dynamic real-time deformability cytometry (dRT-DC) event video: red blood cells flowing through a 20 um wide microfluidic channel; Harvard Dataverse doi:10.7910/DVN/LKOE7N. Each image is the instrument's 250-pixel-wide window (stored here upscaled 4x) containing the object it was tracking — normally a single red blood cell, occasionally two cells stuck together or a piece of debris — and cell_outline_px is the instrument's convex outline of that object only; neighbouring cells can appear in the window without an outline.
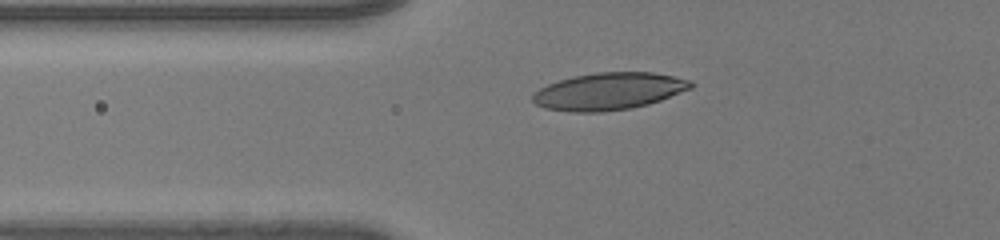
{"species": "human", "species_latin": "Homo sapiens", "temperature_condition": "room temperature", "stored_images_in_passage": 44, "camera_frame_rate_fps": 3000, "um_per_image_px": 0.085, "donor": {"sex": "male"}, "frame": {"image": 1, "passage_image": 13, "time_ms": 4.0, "image_size_px": [1000, 240], "cell_outline_px": [[692, 84], [688, 88], [668, 96], [644, 104], [628, 108], [592, 112], [548, 108], [536, 104], [532, 100], [532, 96], [540, 88], [560, 80], [576, 76], [604, 72], [648, 72], [688, 80]], "centroid_in_image_um": [51.68, 7.74], "position_along_channel_um": 74.1, "area_um2": 32.43}}
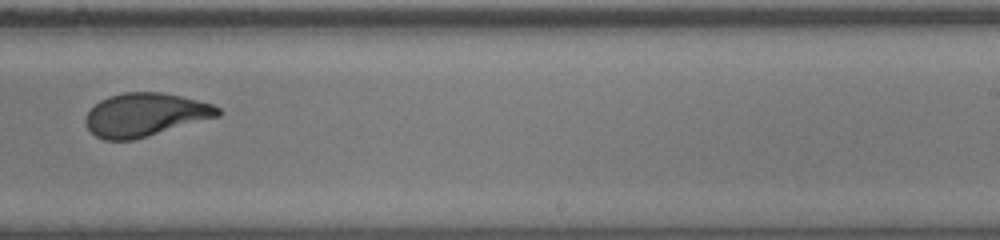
{"frame": {"image": 2, "passage_image": 29, "time_ms": 9.333, "image_size_px": [1000, 240], "cell_outline_px": [[220, 112], [216, 116], [144, 136], [128, 140], [108, 140], [96, 136], [88, 128], [88, 112], [100, 100], [112, 96], [128, 92], [156, 92], [180, 96], [212, 104], [220, 108]], "centroid_in_image_um": [12.32, 9.73], "position_along_channel_um": 276.7, "area_um2": 31.91}}
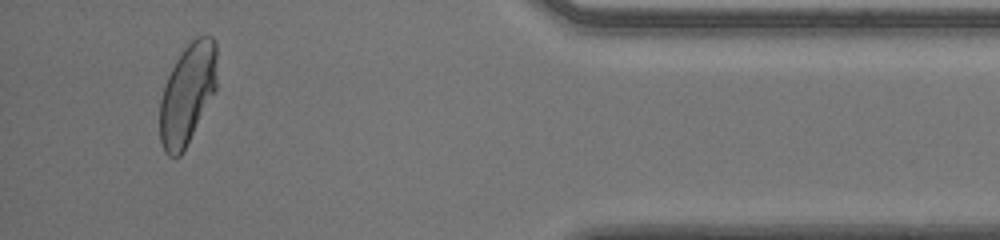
{"frame": {"image": 3, "passage_image": 42, "time_ms": 13.667, "image_size_px": [1000, 240], "cell_outline_px": [[216, 88], [180, 156], [168, 156], [160, 140], [160, 104], [164, 88], [168, 76], [172, 68], [188, 44], [192, 40], [200, 36], [212, 36], [216, 44]], "centroid_in_image_um": [15.93, 7.96], "position_along_channel_um": 419.3, "area_um2": 32.43}, "authors_computed_cell_mechanics": {"area_um2": 32.5992, "velocity_mm_per_s": 4.019, "shape_relaxation_time_tau1_ms": 5.8978, "shape_relaxation_time_tau2_ms": null, "deformation_change_tau1": 0.22, "deformation_change_tau2": null}}